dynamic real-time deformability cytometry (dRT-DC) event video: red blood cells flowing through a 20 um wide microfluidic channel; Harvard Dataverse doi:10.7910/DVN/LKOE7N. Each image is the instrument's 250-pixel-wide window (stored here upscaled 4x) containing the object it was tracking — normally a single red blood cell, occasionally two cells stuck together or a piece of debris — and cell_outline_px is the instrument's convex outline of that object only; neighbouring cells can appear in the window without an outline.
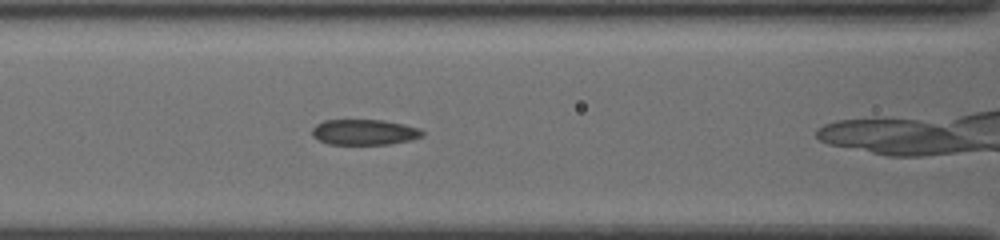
{"species": "common noctule bat (a hibernating species)", "species_latin": "Nyctalus noctula", "temperature_condition": "cold", "stored_images_in_passage": 34, "camera_frame_rate_fps": 3000, "um_per_image_px": 0.085, "animal": {"sex": "female", "body_mass_g": 19.5, "forearm_length_mm": 54.1}, "frame": {"image": 1, "passage_image": 17, "time_ms": 5.333, "image_size_px": [1000, 240], "cell_outline_px": [[424, 136], [412, 140], [388, 144], [328, 144], [312, 136], [312, 128], [316, 124], [324, 120], [384, 120], [404, 124], [420, 128], [424, 132]], "centroid_in_image_um": [30.99, 11.23], "position_along_channel_um": 135.6, "area_um2": 16.53}}
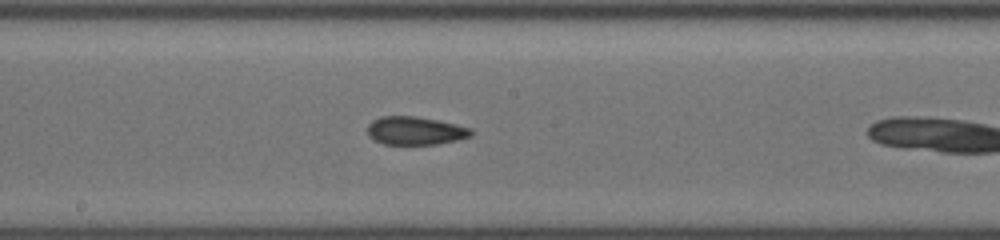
{"frame": {"image": 2, "passage_image": 23, "time_ms": 7.333, "image_size_px": [1000, 240], "cell_outline_px": [[472, 136], [456, 140], [436, 144], [384, 144], [368, 136], [368, 124], [372, 120], [380, 116], [416, 116], [456, 124], [472, 128]], "centroid_in_image_um": [35.29, 11.1], "position_along_channel_um": 212.9, "area_um2": 16.99}}
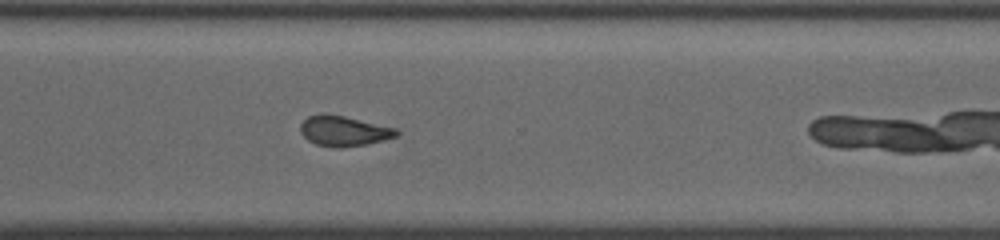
{"frame": {"image": 3, "passage_image": 33, "time_ms": 10.667, "image_size_px": [1000, 240], "cell_outline_px": [[400, 132], [396, 136], [364, 144], [344, 148], [340, 148], [316, 144], [308, 140], [300, 132], [300, 124], [308, 116], [320, 112], [324, 112], [344, 116], [396, 128]], "centroid_in_image_um": [29.17, 11.11], "position_along_channel_um": 341.4, "area_um2": 16.88}}